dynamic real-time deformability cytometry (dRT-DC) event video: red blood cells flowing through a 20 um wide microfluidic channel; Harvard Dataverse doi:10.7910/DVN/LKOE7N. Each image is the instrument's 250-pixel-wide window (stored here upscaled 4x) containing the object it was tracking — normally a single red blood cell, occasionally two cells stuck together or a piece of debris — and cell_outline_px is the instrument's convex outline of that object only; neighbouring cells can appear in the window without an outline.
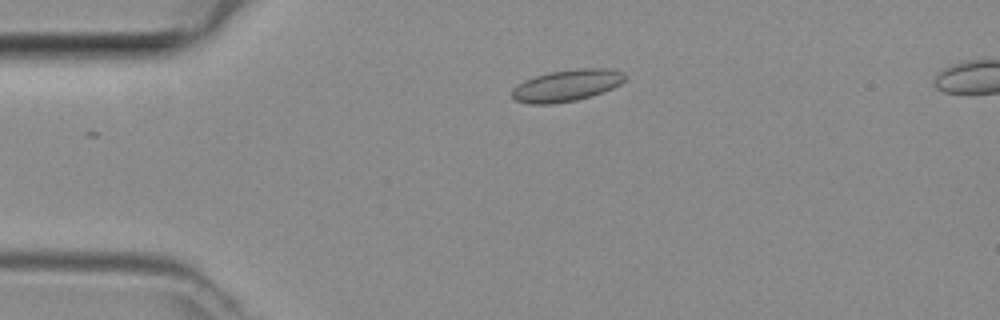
{"species": "common noctule bat (a hibernating species)", "species_latin": "Nyctalus noctula", "temperature_condition": "room temperature", "stored_images_in_passage": 4, "camera_frame_rate_fps": 3000, "um_per_image_px": 0.085, "animal": {"sex": "female", "body_mass_g": 29.2, "forearm_length_mm": 56.3}, "frame": {"image": 1, "passage_image": 2, "time_ms": 0.333, "image_size_px": [1000, 320], "cell_outline_px": [[628, 76], [620, 84], [612, 88], [592, 96], [576, 100], [552, 104], [528, 104], [512, 100], [512, 88], [516, 84], [524, 80], [548, 72], [576, 68], [608, 68], [624, 72]], "centroid_in_image_um": [48.15, 7.26], "position_along_channel_um": 36.8, "area_um2": 21.21}}